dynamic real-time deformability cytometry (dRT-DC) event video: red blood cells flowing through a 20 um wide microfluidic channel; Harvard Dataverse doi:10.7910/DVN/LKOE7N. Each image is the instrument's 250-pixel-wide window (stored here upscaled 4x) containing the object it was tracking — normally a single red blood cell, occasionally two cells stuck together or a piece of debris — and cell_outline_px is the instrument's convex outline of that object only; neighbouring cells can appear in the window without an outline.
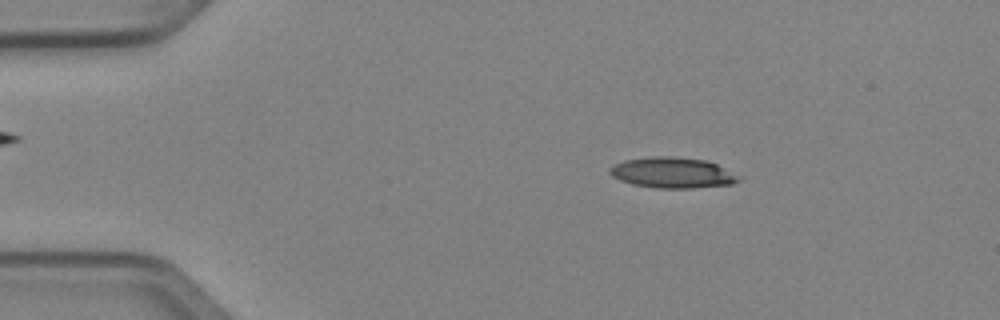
{"species": "Egyptian fruit bat (a non-hibernating species)", "species_latin": "Rousettus aegyptiacus", "temperature_condition": "cold", "stored_images_in_passage": 50, "camera_frame_rate_fps": 3000, "um_per_image_px": 0.085, "animal": {"sex": "female"}, "frame": {"image": 1, "passage_image": 9, "time_ms": 2.667, "image_size_px": [1000, 320], "cell_outline_px": [[744, 176], [740, 180], [732, 184], [692, 188], [656, 188], [632, 184], [620, 180], [612, 176], [608, 172], [608, 168], [612, 164], [624, 160], [652, 156], [672, 156], [704, 160], [716, 164]], "centroid_in_image_um": [57.16, 14.68], "position_along_channel_um": 27.8, "area_um2": 23.35}}
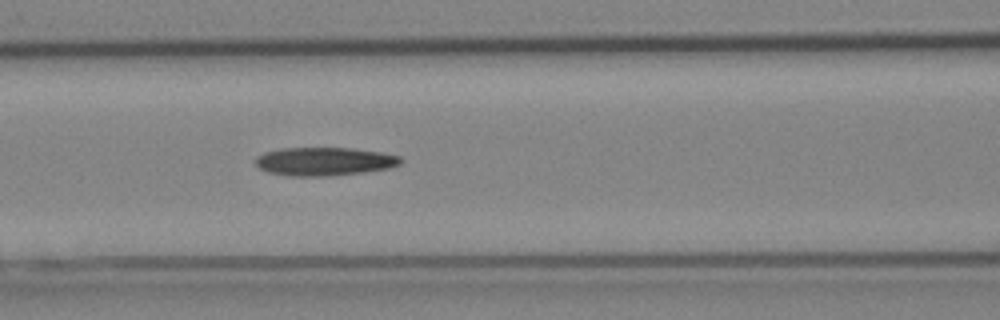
{"frame": {"image": 2, "passage_image": 22, "time_ms": 7.0, "image_size_px": [1000, 320], "cell_outline_px": [[404, 160], [400, 164], [388, 168], [364, 172], [328, 176], [288, 176], [268, 172], [256, 168], [256, 156], [264, 152], [280, 148], [352, 148], [380, 152], [400, 156]], "centroid_in_image_um": [27.54, 13.72], "position_along_channel_um": 139.1, "area_um2": 24.16}}
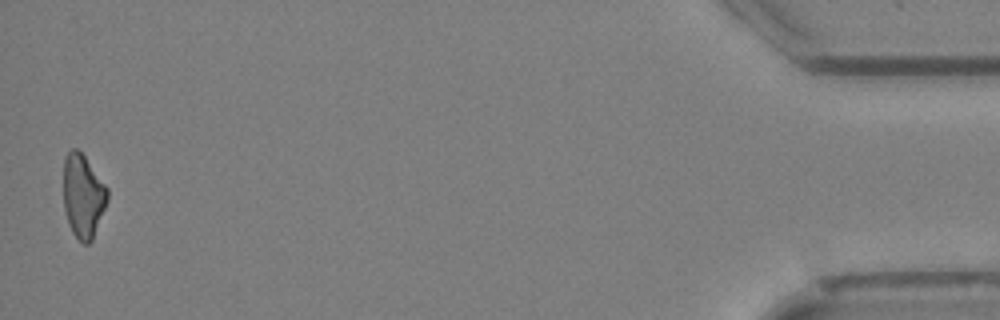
{"frame": {"image": 3, "passage_image": 50, "time_ms": 16.333, "image_size_px": [1000, 320], "cell_outline_px": [[108, 200], [92, 240], [88, 244], [84, 244], [72, 232], [68, 224], [64, 208], [64, 156], [72, 148], [76, 148], [84, 156], [108, 188]], "centroid_in_image_um": [7.06, 16.66], "position_along_channel_um": 428.1, "area_um2": 21.27}}